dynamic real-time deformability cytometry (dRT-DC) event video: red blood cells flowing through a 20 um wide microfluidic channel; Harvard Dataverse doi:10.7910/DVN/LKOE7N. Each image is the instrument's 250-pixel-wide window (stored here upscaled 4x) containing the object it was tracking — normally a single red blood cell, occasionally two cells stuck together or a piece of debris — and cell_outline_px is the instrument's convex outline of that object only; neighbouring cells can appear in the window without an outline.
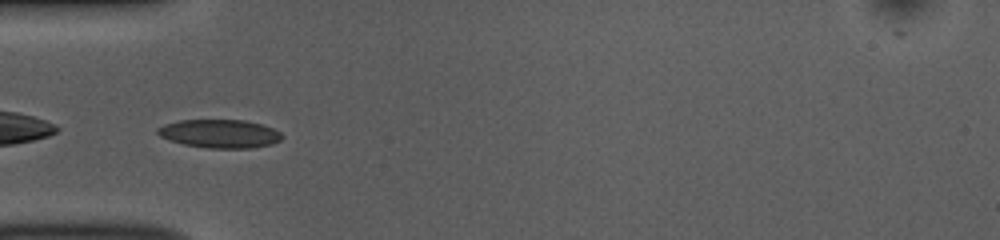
{"species": "common noctule bat (a hibernating species)", "species_latin": "Nyctalus noctula", "temperature_condition": "room temperature", "stored_images_in_passage": 36, "camera_frame_rate_fps": 3000, "um_per_image_px": 0.085, "animal": {"sex": "female", "body_mass_g": 10.0, "forearm_length_mm": 53.1}, "frame": {"image": 1, "passage_image": 1, "time_ms": 0.0, "image_size_px": [1000, 240], "cell_outline_px": [[284, 136], [280, 140], [272, 144], [252, 148], [208, 148], [184, 144], [160, 136], [156, 132], [156, 128], [164, 124], [180, 120], [244, 120], [260, 124], [272, 128], [280, 132]], "centroid_in_image_um": [18.68, 11.36], "position_along_channel_um": 66.3, "area_um2": 20.52}}
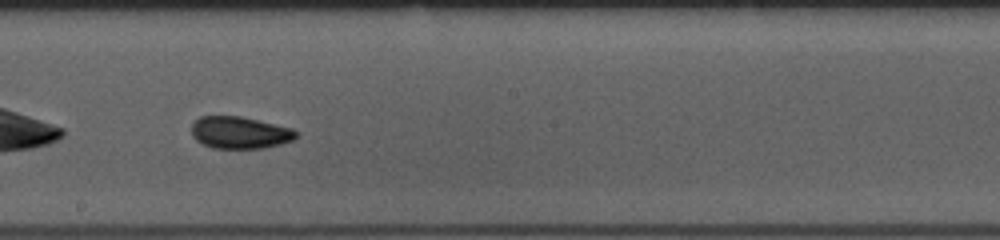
{"frame": {"image": 2, "passage_image": 14, "time_ms": 4.333, "image_size_px": [1000, 240], "cell_outline_px": [[300, 132], [292, 140], [280, 144], [264, 148], [212, 148], [196, 140], [192, 136], [192, 124], [200, 116], [240, 116], [292, 128]], "centroid_in_image_um": [20.38, 11.27], "position_along_channel_um": 227.8, "area_um2": 19.48}}
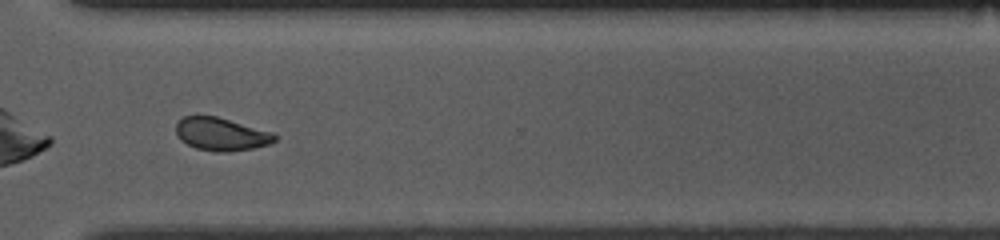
{"frame": {"image": 3, "passage_image": 24, "time_ms": 7.667, "image_size_px": [1000, 240], "cell_outline_px": [[276, 140], [268, 144], [252, 148], [228, 152], [216, 152], [196, 148], [180, 140], [176, 132], [176, 124], [184, 116], [216, 116], [272, 132], [276, 136]], "centroid_in_image_um": [18.78, 11.41], "position_along_channel_um": 351.8, "area_um2": 18.73}, "authors_computed_cell_mechanics": {"area_um2": 19.363, "velocity_mm_per_s": 3.7207, "shape_relaxation_time_tau1_ms": 3.0339, "shape_relaxation_time_tau2_ms": 1.7423, "deformation_change_tau1": 0.0875, "deformation_change_tau2": 0.0615}}